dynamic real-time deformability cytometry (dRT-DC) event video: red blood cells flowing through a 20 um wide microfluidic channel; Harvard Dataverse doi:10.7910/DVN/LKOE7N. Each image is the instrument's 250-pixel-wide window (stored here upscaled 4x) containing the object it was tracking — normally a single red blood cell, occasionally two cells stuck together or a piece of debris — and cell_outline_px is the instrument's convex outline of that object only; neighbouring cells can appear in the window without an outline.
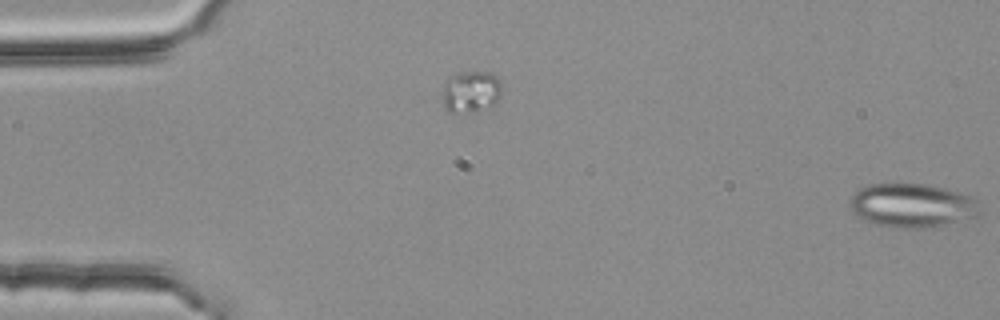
{"species": "common noctule bat (a hibernating species)", "species_latin": "Nyctalus noctula", "temperature_condition": "room temperature", "stored_images_in_passage": 4, "segment_of_instrument_passage": [2, 2], "camera_frame_rate_fps": 3000, "um_per_image_px": 0.085, "animal": {"sex": "female", "body_mass_g": 25.1}, "frame": {"image": 1, "passage_image": 4, "time_ms": 1.0, "image_size_px": [1000, 320], "cell_outline_px": [[980, 216], [924, 228], [900, 228], [876, 224], [852, 212], [848, 204], [848, 200], [860, 188], [872, 184], [928, 184], [948, 188], [976, 196], [980, 200]], "centroid_in_image_um": [77.61, 17.44], "position_along_channel_um": 7.4, "area_um2": 33.52}}